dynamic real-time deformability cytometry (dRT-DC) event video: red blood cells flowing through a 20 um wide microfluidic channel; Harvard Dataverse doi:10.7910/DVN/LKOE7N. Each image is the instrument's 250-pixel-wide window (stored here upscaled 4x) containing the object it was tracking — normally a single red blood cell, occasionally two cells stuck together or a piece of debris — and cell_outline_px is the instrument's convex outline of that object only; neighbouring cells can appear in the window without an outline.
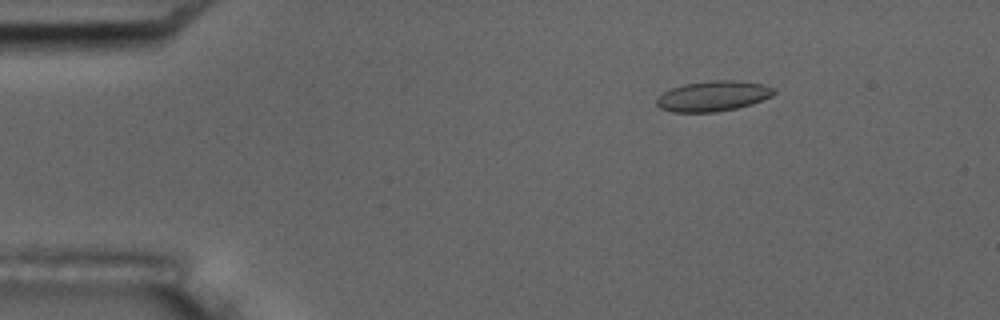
{"species": "common noctule bat (a hibernating species)", "species_latin": "Nyctalus noctula", "temperature_condition": "room temperature", "stored_images_in_passage": 5, "camera_frame_rate_fps": 3000, "um_per_image_px": 0.085, "animal": {"sex": "male", "body_mass_g": 17.5, "forearm_length_mm": 52.3}, "frame": {"image": 1, "passage_image": 1, "time_ms": 0.0, "image_size_px": [1000, 320], "cell_outline_px": [[776, 92], [772, 96], [752, 104], [736, 108], [716, 112], [672, 112], [660, 108], [656, 104], [656, 100], [664, 92], [672, 88], [684, 84], [712, 80], [736, 80], [760, 84], [776, 88]], "centroid_in_image_um": [60.63, 8.17], "position_along_channel_um": 24.4, "area_um2": 20.69}}